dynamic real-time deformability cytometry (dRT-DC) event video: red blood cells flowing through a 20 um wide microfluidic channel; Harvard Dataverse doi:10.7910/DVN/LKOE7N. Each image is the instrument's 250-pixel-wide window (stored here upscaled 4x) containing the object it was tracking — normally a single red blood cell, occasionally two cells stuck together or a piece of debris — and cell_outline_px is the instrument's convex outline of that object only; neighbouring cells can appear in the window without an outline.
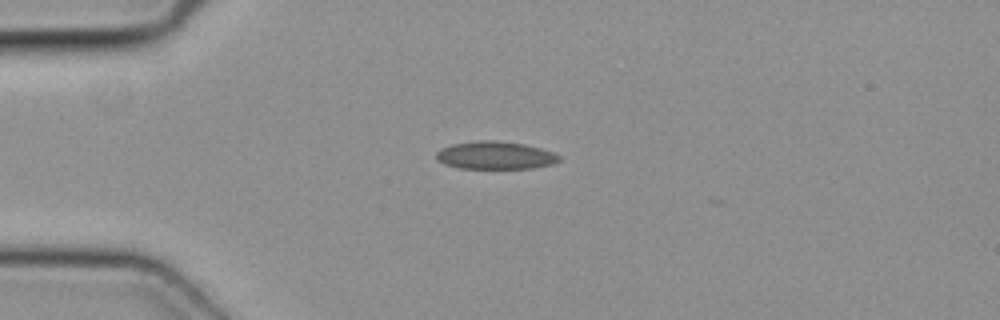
{"species": "common noctule bat (a hibernating species)", "species_latin": "Nyctalus noctula", "temperature_condition": "cold", "stored_images_in_passage": 29, "camera_frame_rate_fps": 3000, "um_per_image_px": 0.085, "animal": {"sex": "female", "body_mass_g": 19.3, "forearm_length_mm": 54.1}, "frame": {"image": 1, "passage_image": 1, "time_ms": 0.0, "image_size_px": [1000, 320], "cell_outline_px": [[560, 160], [552, 164], [532, 168], [460, 168], [444, 164], [436, 160], [436, 152], [440, 148], [452, 144], [476, 140], [496, 140], [524, 144], [540, 148], [552, 152], [560, 156]], "centroid_in_image_um": [42.06, 13.19], "position_along_channel_um": 42.9, "area_um2": 19.94}}
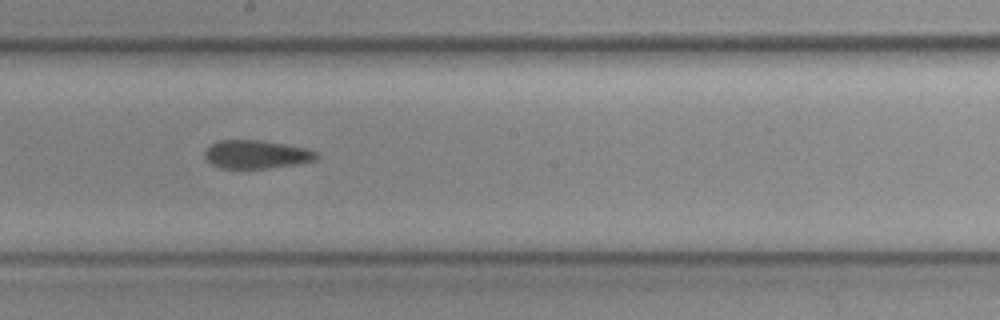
{"frame": {"image": 2, "passage_image": 16, "time_ms": 5.0, "image_size_px": [1000, 320], "cell_outline_px": [[320, 156], [316, 160], [296, 164], [268, 168], [220, 168], [212, 164], [204, 156], [204, 152], [216, 140], [264, 140], [308, 148], [316, 152]], "centroid_in_image_um": [21.82, 13.11], "position_along_channel_um": 226.4, "area_um2": 18.55}}
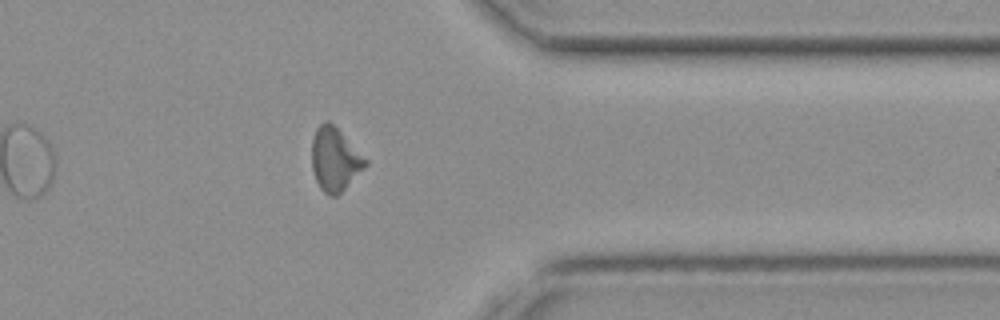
{"frame": {"image": 3, "passage_image": 28, "time_ms": 9.0, "image_size_px": [1000, 320], "cell_outline_px": [[368, 164], [336, 196], [328, 196], [320, 188], [316, 180], [312, 168], [312, 140], [316, 128], [324, 120], [328, 120], [368, 160]], "centroid_in_image_um": [28.44, 13.54], "position_along_channel_um": 383.0, "area_um2": 19.42}}